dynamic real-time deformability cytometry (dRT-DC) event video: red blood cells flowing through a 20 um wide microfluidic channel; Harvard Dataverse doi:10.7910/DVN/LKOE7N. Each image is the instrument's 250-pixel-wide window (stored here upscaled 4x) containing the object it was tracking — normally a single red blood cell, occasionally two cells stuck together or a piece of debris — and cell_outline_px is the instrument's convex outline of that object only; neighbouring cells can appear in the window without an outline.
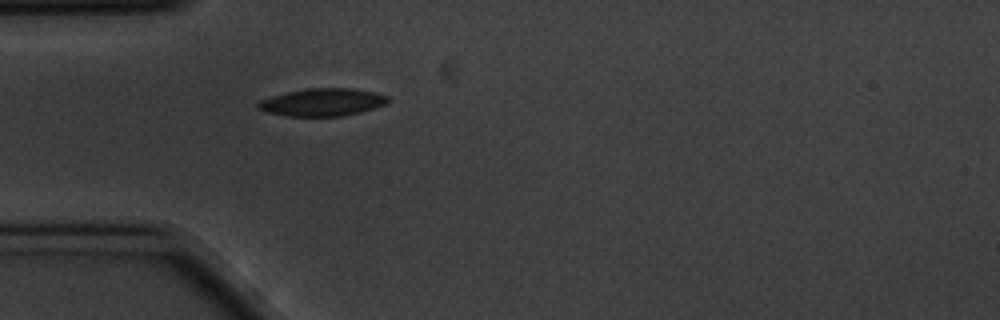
{"species": "common noctule bat (a hibernating species)", "species_latin": "Nyctalus noctula", "temperature_condition": "cold", "stored_images_in_passage": 42, "camera_frame_rate_fps": 3000, "um_per_image_px": 0.085, "animal": {"sex": "male", "body_mass_g": 20.1, "forearm_length_mm": 53.5}, "frame": {"image": 1, "passage_image": 1, "time_ms": 0.0, "image_size_px": [1000, 320], "cell_outline_px": [[388, 104], [360, 112], [340, 116], [284, 116], [268, 112], [256, 108], [256, 104], [260, 100], [272, 96], [288, 92], [308, 88], [352, 88], [372, 92], [388, 96]], "centroid_in_image_um": [27.39, 8.69], "position_along_channel_um": 57.6, "area_um2": 20.81}}
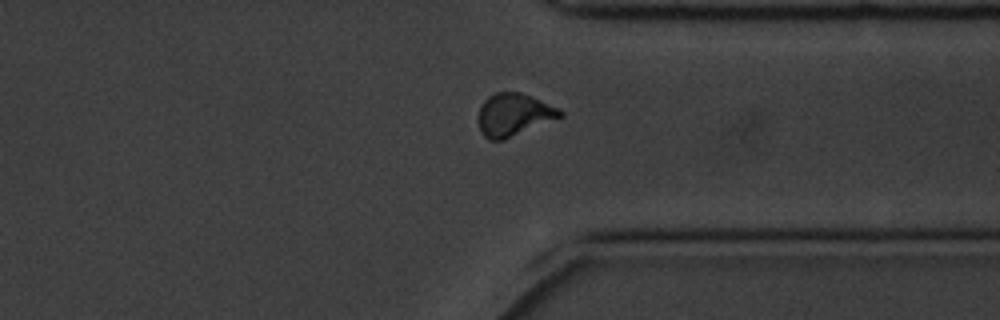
{"frame": {"image": 2, "passage_image": 28, "time_ms": 9.0, "image_size_px": [1000, 320], "cell_outline_px": [[564, 116], [504, 140], [488, 140], [480, 132], [480, 104], [488, 96], [496, 92], [520, 92], [560, 108], [564, 112]], "centroid_in_image_um": [43.69, 9.75], "position_along_channel_um": 367.7, "area_um2": 20.29}}
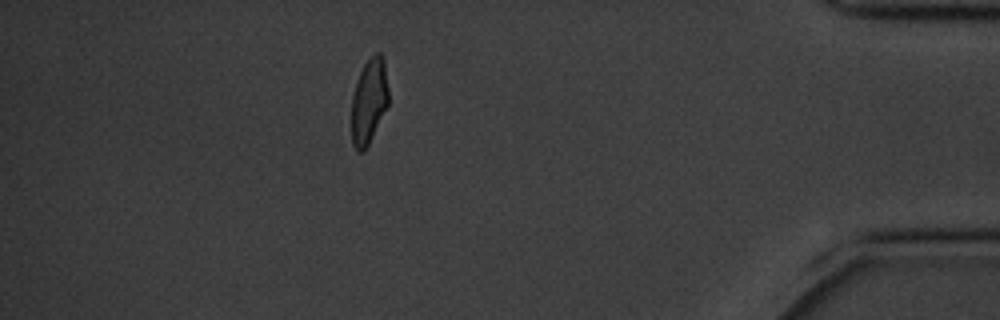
{"frame": {"image": 3, "passage_image": 35, "time_ms": 11.333, "image_size_px": [1000, 320], "cell_outline_px": [[388, 104], [364, 152], [356, 152], [352, 144], [352, 96], [356, 80], [364, 64], [372, 52], [380, 52], [384, 60], [388, 88]], "centroid_in_image_um": [31.35, 8.56], "position_along_channel_um": 403.8, "area_um2": 18.44}, "authors_computed_cell_mechanics": {"area_um2": 19.7387, "velocity_mm_per_s": 3.4839, "shape_relaxation_time_tau1_ms": 3.0171, "shape_relaxation_time_tau2_ms": 1.3037, "deformation_change_tau1": 0.1468, "deformation_change_tau2": 0.0696}}